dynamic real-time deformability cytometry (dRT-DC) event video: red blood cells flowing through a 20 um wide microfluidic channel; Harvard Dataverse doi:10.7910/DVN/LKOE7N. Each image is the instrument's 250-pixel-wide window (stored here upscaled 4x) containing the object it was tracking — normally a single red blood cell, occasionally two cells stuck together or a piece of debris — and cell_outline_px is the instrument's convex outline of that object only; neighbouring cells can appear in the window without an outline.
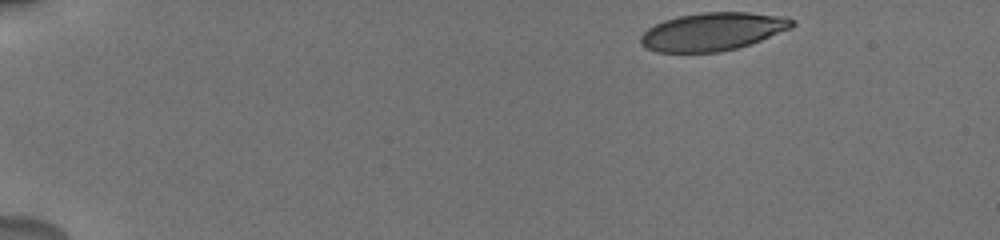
{"species": "human", "species_latin": "Homo sapiens", "temperature_condition": "cold", "stored_images_in_passage": 34, "camera_frame_rate_fps": 3000, "um_per_image_px": 0.085, "donor": {"sex": "male"}, "frame": {"image": 1, "passage_image": 1, "time_ms": 0.0, "image_size_px": [1000, 240], "cell_outline_px": [[796, 24], [792, 28], [760, 40], [736, 48], [720, 52], [656, 52], [644, 48], [640, 44], [640, 36], [648, 28], [664, 20], [676, 16], [700, 12], [748, 12], [788, 16], [796, 20]], "centroid_in_image_um": [60.59, 2.67], "position_along_channel_um": 24.4, "area_um2": 33.87}}
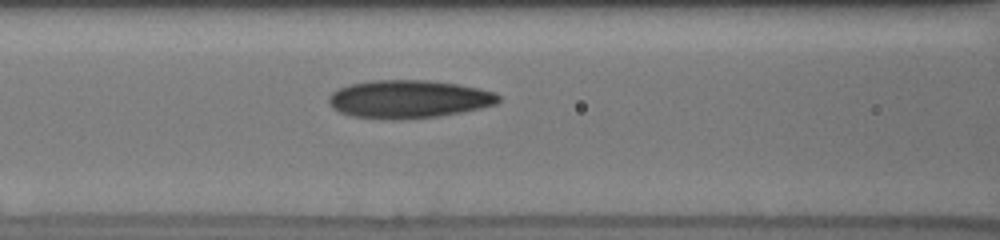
{"frame": {"image": 2, "passage_image": 15, "time_ms": 6.0, "image_size_px": [1000, 240], "cell_outline_px": [[500, 100], [496, 104], [480, 108], [460, 112], [436, 116], [396, 120], [392, 120], [352, 116], [340, 112], [332, 108], [328, 104], [328, 96], [332, 92], [340, 88], [352, 84], [372, 80], [428, 80], [456, 84], [480, 88], [496, 92], [500, 96]], "centroid_in_image_um": [34.73, 8.42], "position_along_channel_um": 131.9, "area_um2": 37.63}}
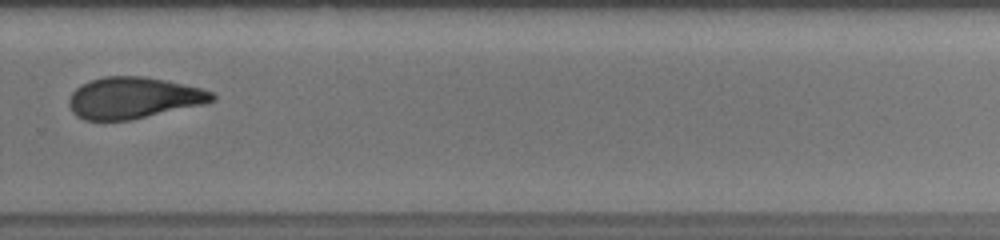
{"frame": {"image": 3, "passage_image": 23, "time_ms": 11.0, "image_size_px": [1000, 240], "cell_outline_px": [[216, 100], [208, 104], [132, 120], [84, 120], [76, 116], [72, 112], [68, 104], [68, 100], [72, 92], [80, 84], [88, 80], [104, 76], [144, 76], [164, 80], [200, 88], [212, 92], [216, 96]], "centroid_in_image_um": [11.35, 8.33], "position_along_channel_um": 318.5, "area_um2": 35.03}, "authors_computed_cell_mechanics": {"area_um2": 35.1424, "velocity_mm_per_s": 3.7386, "shape_relaxation_time_tau1_ms": null, "shape_relaxation_time_tau2_ms": 3.0764, "deformation_change_tau1": null, "deformation_change_tau2": 0.1081}}